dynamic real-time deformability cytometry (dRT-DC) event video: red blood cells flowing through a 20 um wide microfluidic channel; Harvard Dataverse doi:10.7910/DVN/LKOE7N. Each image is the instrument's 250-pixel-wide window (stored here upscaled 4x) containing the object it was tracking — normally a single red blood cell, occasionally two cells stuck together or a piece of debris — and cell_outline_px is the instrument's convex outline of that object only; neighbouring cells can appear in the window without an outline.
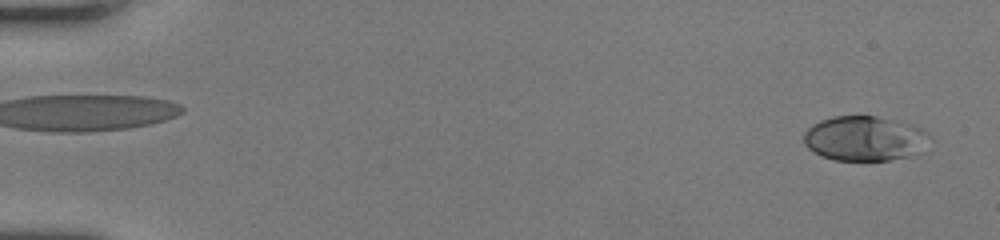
{"species": "human", "species_latin": "Homo sapiens", "temperature_condition": "room temperature", "stored_images_in_passage": 50, "camera_frame_rate_fps": 3000, "um_per_image_px": 0.085, "donor": {"sex": "female"}, "frame": {"image": 1, "passage_image": 2, "time_ms": 0.333, "image_size_px": [1000, 240], "cell_outline_px": [[928, 136], [920, 152], [916, 156], [888, 160], [832, 160], [820, 156], [808, 148], [804, 144], [804, 132], [812, 124], [820, 120], [832, 116], [876, 116], [912, 124], [928, 132]], "centroid_in_image_um": [73.46, 11.77], "position_along_channel_um": 11.5, "area_um2": 33.0}}
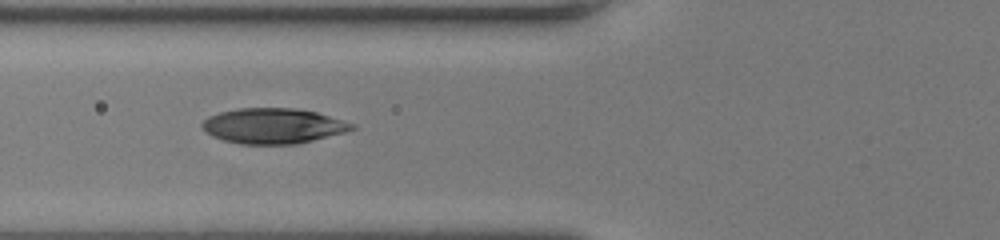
{"frame": {"image": 2, "passage_image": 21, "time_ms": 6.667, "image_size_px": [1000, 240], "cell_outline_px": [[356, 128], [344, 132], [296, 144], [240, 144], [224, 140], [212, 136], [200, 128], [200, 124], [208, 116], [220, 112], [240, 108], [292, 108], [316, 112], [356, 124]], "centroid_in_image_um": [23.18, 10.7], "position_along_channel_um": 102.6, "area_um2": 30.75}}
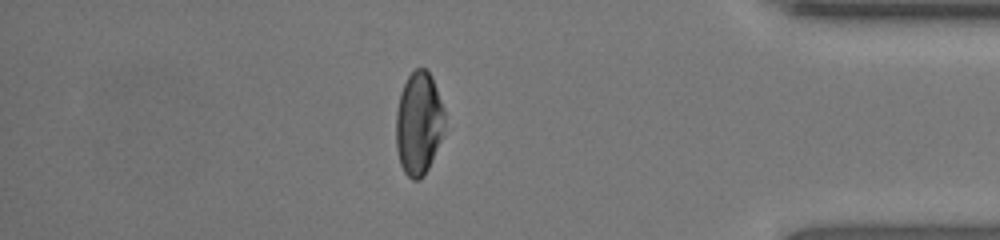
{"frame": {"image": 3, "passage_image": 44, "time_ms": 14.333, "image_size_px": [1000, 240], "cell_outline_px": [[444, 124], [440, 140], [428, 168], [424, 176], [420, 180], [412, 180], [404, 172], [400, 164], [396, 148], [396, 112], [400, 92], [408, 76], [416, 68], [424, 68], [428, 72], [436, 88], [444, 108]], "centroid_in_image_um": [35.56, 10.51], "position_along_channel_um": 399.6, "area_um2": 29.02}, "authors_computed_cell_mechanics": {"area_um2": 31.0386, "velocity_mm_per_s": 4.2476, "shape_relaxation_time_tau1_ms": 5.1424, "shape_relaxation_time_tau2_ms": 0.9783, "deformation_change_tau1": 0.2098, "deformation_change_tau2": 0.0526}}